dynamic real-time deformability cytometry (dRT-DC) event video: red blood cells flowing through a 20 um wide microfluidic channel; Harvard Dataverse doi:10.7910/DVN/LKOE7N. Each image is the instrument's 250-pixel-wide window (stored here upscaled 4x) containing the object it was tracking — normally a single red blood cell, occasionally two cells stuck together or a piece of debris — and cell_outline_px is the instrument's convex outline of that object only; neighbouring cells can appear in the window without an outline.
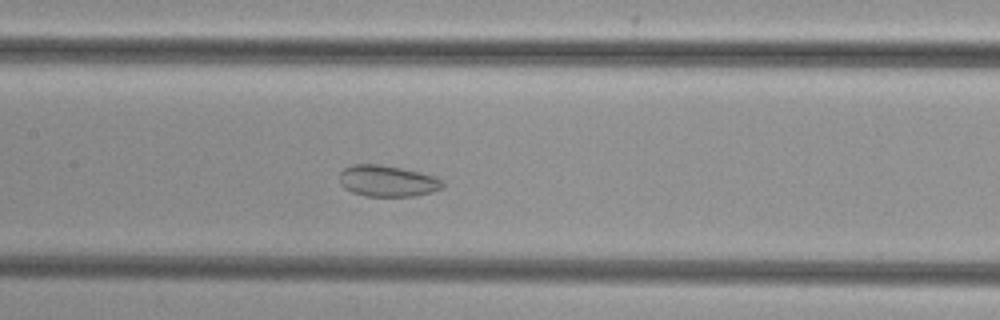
{"species": "common noctule bat (a hibernating species)", "species_latin": "Nyctalus noctula", "temperature_condition": "cold", "stored_images_in_passage": 45, "camera_frame_rate_fps": 3000, "um_per_image_px": 0.085, "animal": {"sex": "female", "body_mass_g": 29.2, "forearm_length_mm": 56.3}, "frame": {"image": 1, "passage_image": 18, "time_ms": 5.667, "image_size_px": [1000, 320], "cell_outline_px": [[444, 188], [432, 192], [416, 196], [364, 196], [352, 192], [344, 188], [340, 184], [340, 172], [344, 168], [352, 164], [380, 164], [420, 172], [436, 176], [444, 180]], "centroid_in_image_um": [32.96, 15.38], "position_along_channel_um": 174.4, "area_um2": 19.07}}
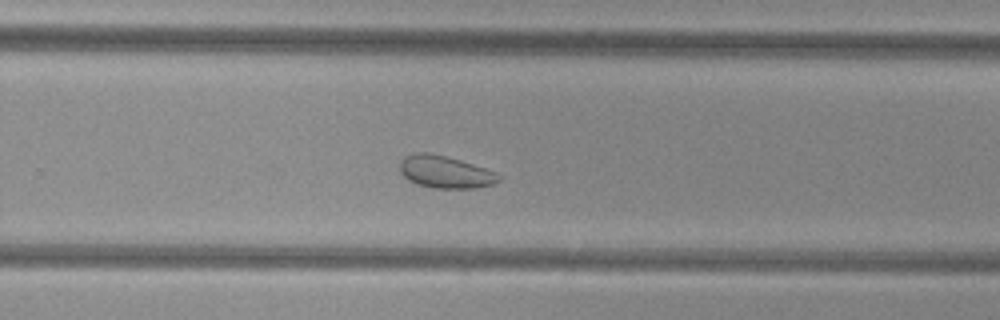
{"frame": {"image": 2, "passage_image": 27, "time_ms": 8.667, "image_size_px": [1000, 320], "cell_outline_px": [[504, 176], [500, 180], [492, 184], [476, 188], [432, 188], [416, 184], [408, 180], [400, 172], [400, 160], [404, 156], [416, 152], [428, 152], [460, 160], [496, 172]], "centroid_in_image_um": [37.83, 14.62], "position_along_channel_um": 292.0, "area_um2": 18.73}}
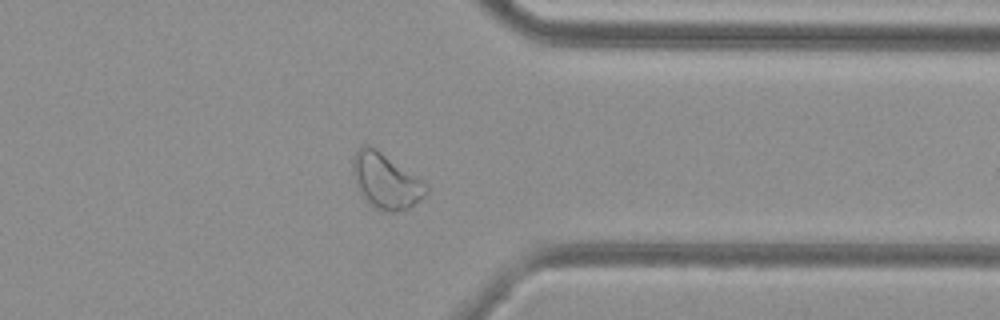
{"frame": {"image": 3, "passage_image": 34, "time_ms": 11.0, "image_size_px": [1000, 320], "cell_outline_px": [[428, 192], [420, 200], [408, 208], [392, 212], [388, 212], [372, 208], [368, 204], [352, 176], [352, 160], [356, 152], [364, 144], [368, 144], [376, 148], [420, 180], [428, 188]], "centroid_in_image_um": [32.75, 15.39], "position_along_channel_um": 378.7, "area_um2": 23.18}}